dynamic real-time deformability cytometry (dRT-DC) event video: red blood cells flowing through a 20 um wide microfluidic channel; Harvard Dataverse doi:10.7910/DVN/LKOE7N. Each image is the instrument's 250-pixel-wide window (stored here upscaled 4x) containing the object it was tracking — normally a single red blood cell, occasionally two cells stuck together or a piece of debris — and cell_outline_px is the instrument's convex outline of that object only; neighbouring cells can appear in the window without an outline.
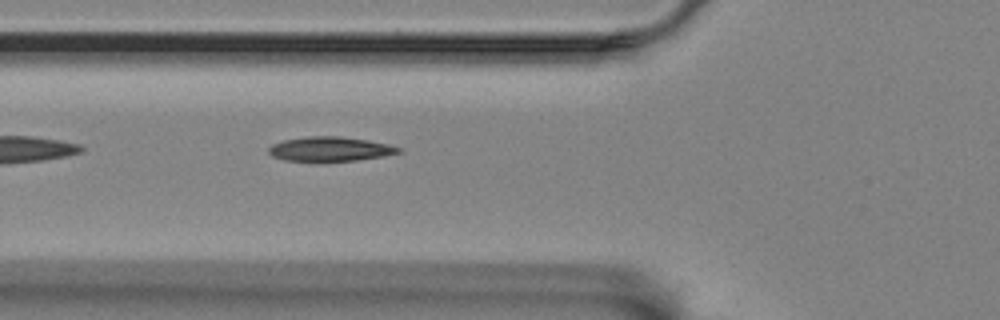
{"species": "Egyptian fruit bat (a non-hibernating species)", "species_latin": "Rousettus aegyptiacus", "temperature_condition": "room temperature", "stored_images_in_passage": 21, "camera_frame_rate_fps": 3000, "um_per_image_px": 0.085, "animal": {"sex": "female"}, "frame": {"image": 1, "passage_image": 4, "time_ms": 1.0, "image_size_px": [1000, 320], "cell_outline_px": [[404, 152], [384, 156], [356, 160], [284, 160], [272, 156], [268, 152], [268, 148], [272, 144], [284, 140], [308, 136], [340, 136], [368, 140], [388, 144], [400, 148]], "centroid_in_image_um": [28.08, 12.65], "position_along_channel_um": 97.7, "area_um2": 18.26}}